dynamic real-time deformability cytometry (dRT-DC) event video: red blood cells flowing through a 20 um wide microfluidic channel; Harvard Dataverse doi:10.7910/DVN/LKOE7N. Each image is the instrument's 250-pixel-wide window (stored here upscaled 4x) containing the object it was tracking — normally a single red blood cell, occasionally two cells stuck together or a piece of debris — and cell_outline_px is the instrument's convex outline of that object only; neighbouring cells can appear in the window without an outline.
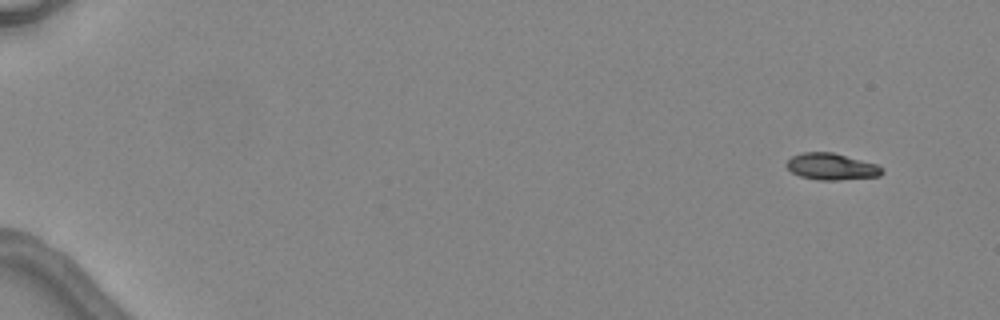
{"species": "common noctule bat (a hibernating species)", "species_latin": "Nyctalus noctula", "temperature_condition": "warm", "stored_images_in_passage": 5, "segment_of_instrument_passage": [2, 2], "camera_frame_rate_fps": 3000, "um_per_image_px": 0.085, "animal": {"sex": "female", "body_mass_g": 24.6, "forearm_length_mm": 56.2}, "frame": {"image": 1, "passage_image": 5, "time_ms": 7.333, "image_size_px": [1000, 320], "cell_outline_px": [[884, 172], [880, 176], [840, 180], [820, 180], [800, 176], [792, 172], [784, 164], [792, 156], [804, 152], [832, 152], [876, 164], [884, 168]], "centroid_in_image_um": [70.69, 14.16], "position_along_channel_um": 14.3, "area_um2": 14.8}}